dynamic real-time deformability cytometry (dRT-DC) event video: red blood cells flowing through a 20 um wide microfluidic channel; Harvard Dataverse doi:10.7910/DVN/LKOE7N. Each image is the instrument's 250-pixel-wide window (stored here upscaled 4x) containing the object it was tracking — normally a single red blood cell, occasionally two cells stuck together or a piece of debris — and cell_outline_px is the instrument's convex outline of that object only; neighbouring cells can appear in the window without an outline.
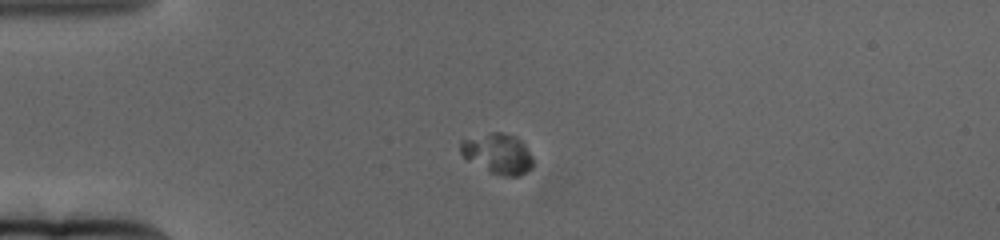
{"species": "human", "species_latin": "Homo sapiens", "temperature_condition": "cold", "stored_images_in_passage": 69, "camera_frame_rate_fps": 3000, "um_per_image_px": 0.085, "donor": {"sex": "female"}, "frame": {"image": 1, "passage_image": 20, "time_ms": 6.333, "image_size_px": [1000, 240], "cell_outline_px": [[532, 168], [520, 176], [500, 176], [468, 160], [460, 152], [460, 140], [492, 132], [500, 132], [516, 136], [524, 144], [532, 156]], "centroid_in_image_um": [42.33, 13.05], "position_along_channel_um": 42.7, "area_um2": 16.88}}
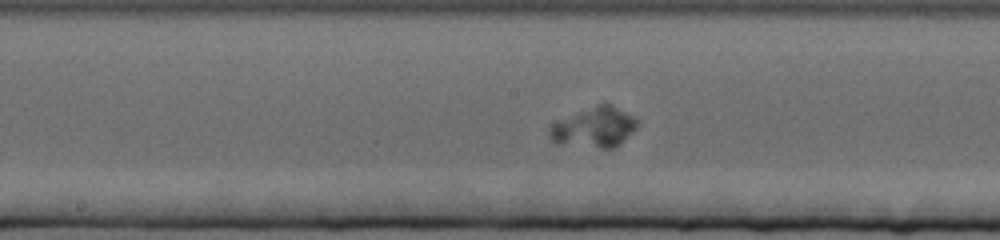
{"frame": {"image": 2, "passage_image": 38, "time_ms": 12.333, "image_size_px": [1000, 240], "cell_outline_px": [[636, 128], [616, 148], [600, 148], [556, 144], [548, 136], [548, 128], [552, 124], [596, 104], [612, 104], [632, 116], [636, 120]], "centroid_in_image_um": [50.49, 10.85], "position_along_channel_um": 197.7, "area_um2": 20.35}}
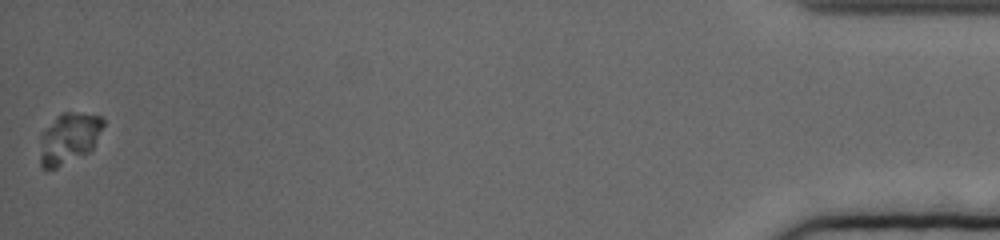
{"frame": {"image": 3, "passage_image": 69, "time_ms": 22.667, "image_size_px": [1000, 240], "cell_outline_px": [[104, 124], [92, 148], [88, 152], [56, 168], [44, 168], [40, 164], [40, 132], [60, 112], [72, 112], [100, 116], [104, 120]], "centroid_in_image_um": [5.81, 11.72], "position_along_channel_um": 429.4, "area_um2": 18.67}}